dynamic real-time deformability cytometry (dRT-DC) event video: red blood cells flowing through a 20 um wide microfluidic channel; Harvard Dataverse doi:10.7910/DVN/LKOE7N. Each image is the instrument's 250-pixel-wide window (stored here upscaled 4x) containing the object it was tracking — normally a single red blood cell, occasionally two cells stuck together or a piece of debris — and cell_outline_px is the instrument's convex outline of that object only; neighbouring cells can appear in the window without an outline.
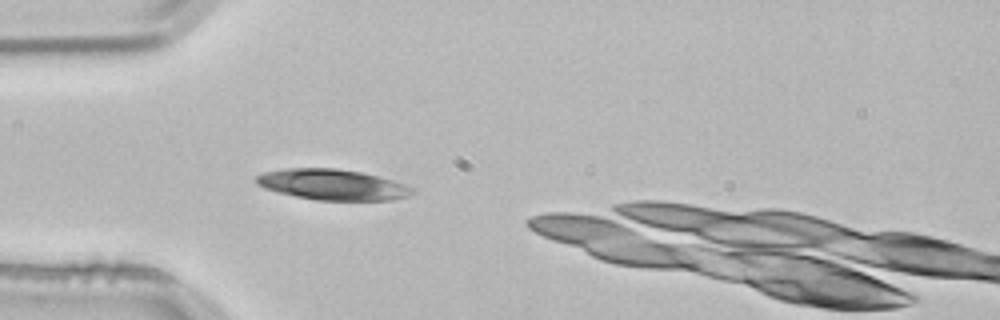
{"species": "common noctule bat (a hibernating species)", "species_latin": "Nyctalus noctula", "temperature_condition": "room temperature", "stored_images_in_passage": 3, "camera_frame_rate_fps": 3000, "um_per_image_px": 0.085, "animal": {"sex": "male", "body_mass_g": 21.5, "forearm_length_mm": 52.0}, "frame": {"image": 1, "passage_image": 3, "time_ms": 0.667, "image_size_px": [1000, 320], "cell_outline_px": [[412, 192], [408, 196], [392, 200], [316, 200], [276, 192], [264, 188], [256, 184], [256, 176], [264, 172], [284, 168], [336, 168], [360, 172], [380, 176], [404, 184], [412, 188]], "centroid_in_image_um": [28.22, 15.69], "position_along_channel_um": 56.8, "area_um2": 27.86}}